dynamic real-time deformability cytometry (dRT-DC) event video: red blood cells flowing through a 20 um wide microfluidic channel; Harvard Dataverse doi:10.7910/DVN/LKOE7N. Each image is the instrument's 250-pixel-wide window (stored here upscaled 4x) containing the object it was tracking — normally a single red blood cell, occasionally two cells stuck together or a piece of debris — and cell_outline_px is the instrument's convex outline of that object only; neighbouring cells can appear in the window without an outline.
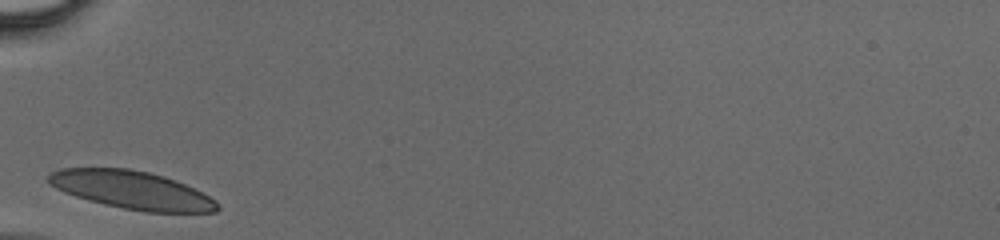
{"species": "human", "species_latin": "Homo sapiens", "temperature_condition": "cold", "stored_images_in_passage": 23, "camera_frame_rate_fps": 3000, "um_per_image_px": 0.085, "donor": {"sex": "male"}, "frame": {"image": 1, "passage_image": 1, "time_ms": 0.0, "image_size_px": [1000, 240], "cell_outline_px": [[220, 208], [216, 212], [144, 212], [104, 204], [88, 200], [64, 192], [48, 184], [44, 180], [44, 176], [60, 168], [128, 168], [148, 172], [164, 176], [176, 180], [216, 200]], "centroid_in_image_um": [11.15, 16.14], "position_along_channel_um": 73.9, "area_um2": 37.45}}
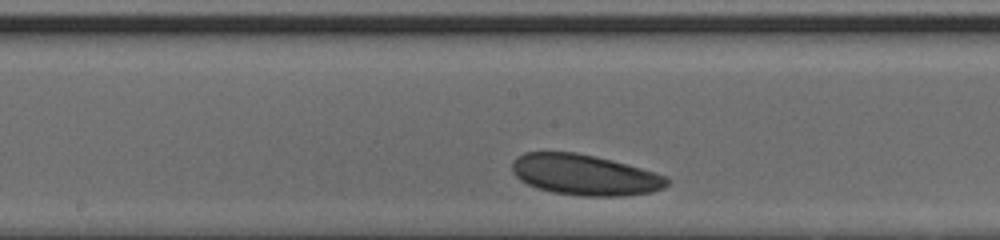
{"frame": {"image": 2, "passage_image": 10, "time_ms": 3.0, "image_size_px": [1000, 240], "cell_outline_px": [[668, 184], [664, 188], [648, 192], [624, 196], [580, 196], [552, 192], [536, 188], [520, 180], [512, 172], [512, 160], [516, 156], [524, 152], [576, 152], [596, 156], [612, 160], [640, 168], [664, 176], [668, 180]], "centroid_in_image_um": [49.63, 14.86], "position_along_channel_um": 198.6, "area_um2": 36.7}}
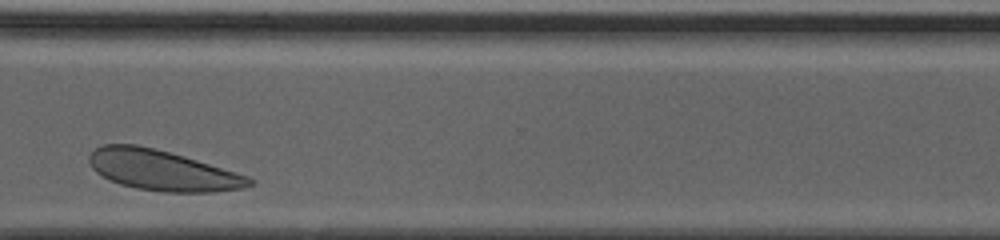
{"frame": {"image": 3, "passage_image": 21, "time_ms": 6.667, "image_size_px": [1000, 240], "cell_outline_px": [[252, 184], [244, 188], [212, 192], [164, 192], [136, 188], [120, 184], [108, 180], [96, 172], [92, 168], [88, 160], [88, 156], [96, 148], [104, 144], [136, 144], [184, 156], [248, 176], [252, 180]], "centroid_in_image_um": [13.75, 14.48], "position_along_channel_um": 356.8, "area_um2": 37.45}}